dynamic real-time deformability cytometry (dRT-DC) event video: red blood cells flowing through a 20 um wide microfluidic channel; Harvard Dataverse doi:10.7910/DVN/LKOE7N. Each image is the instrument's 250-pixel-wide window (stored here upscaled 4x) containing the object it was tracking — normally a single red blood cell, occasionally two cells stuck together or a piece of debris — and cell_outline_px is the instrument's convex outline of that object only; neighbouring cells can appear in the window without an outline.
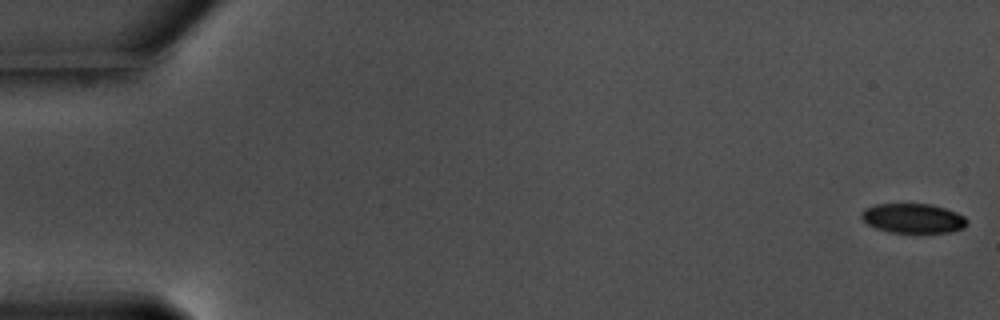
{"species": "common noctule bat (a hibernating species)", "species_latin": "Nyctalus noctula", "temperature_condition": "warm", "stored_images_in_passage": 58, "camera_frame_rate_fps": 3000, "um_per_image_px": 0.085, "animal": {"sex": "male", "body_mass_g": 17.5, "forearm_length_mm": 52.3}, "frame": {"image": 1, "passage_image": 1, "time_ms": 0.0, "image_size_px": [1000, 320], "cell_outline_px": [[968, 224], [964, 228], [948, 232], [888, 232], [876, 228], [868, 224], [860, 216], [864, 208], [876, 204], [932, 204], [956, 212], [964, 216], [968, 220]], "centroid_in_image_um": [77.62, 18.55], "position_along_channel_um": 7.4, "area_um2": 18.15}}
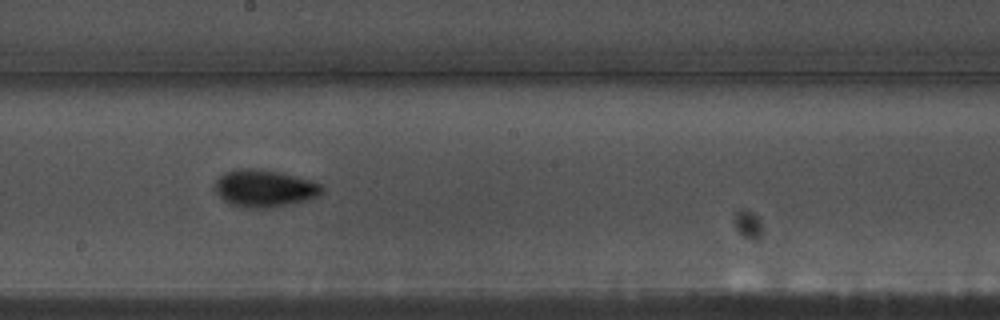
{"frame": {"image": 2, "passage_image": 33, "time_ms": 10.667, "image_size_px": [1000, 320], "cell_outline_px": [[324, 192], [320, 196], [308, 200], [292, 204], [272, 208], [244, 208], [228, 204], [216, 192], [216, 180], [224, 172], [240, 168], [256, 168], [280, 172], [308, 180], [320, 184], [324, 188]], "centroid_in_image_um": [22.49, 16.03], "position_along_channel_um": 225.7, "area_um2": 23.47}}
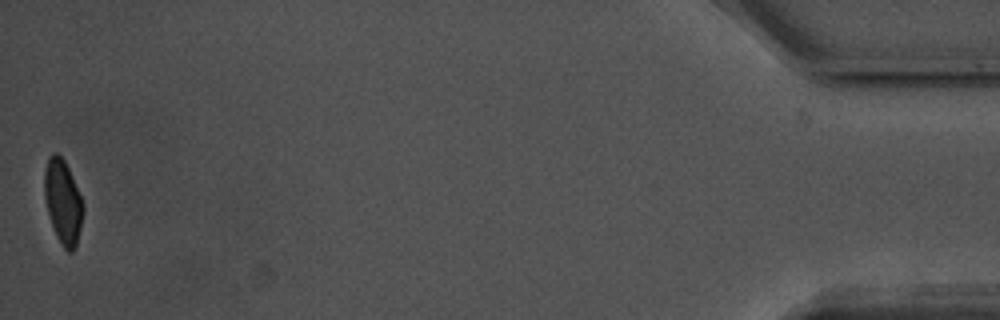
{"frame": {"image": 3, "passage_image": 58, "time_ms": 19.0, "image_size_px": [1000, 320], "cell_outline_px": [[84, 208], [76, 248], [72, 252], [68, 252], [60, 244], [56, 236], [48, 212], [44, 196], [44, 168], [48, 156], [52, 152], [56, 152], [64, 160], [68, 168], [84, 204]], "centroid_in_image_um": [5.34, 17.15], "position_along_channel_um": 429.9, "area_um2": 19.02}, "authors_computed_cell_mechanics": {"area_um2": 20.3167, "velocity_mm_per_s": 3.5574, "shape_relaxation_time_tau1_ms": 1.9681, "shape_relaxation_time_tau2_ms": 7.8645, "deformation_change_tau1": 0.1021, "deformation_change_tau2": 0.1085}}